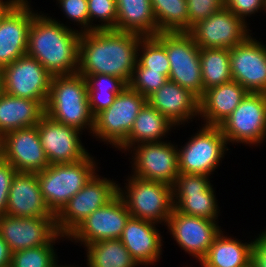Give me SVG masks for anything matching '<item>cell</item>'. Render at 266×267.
<instances>
[{"mask_svg": "<svg viewBox=\"0 0 266 267\" xmlns=\"http://www.w3.org/2000/svg\"><path fill=\"white\" fill-rule=\"evenodd\" d=\"M142 37L115 30L81 33L78 73L113 75L129 84L136 67L138 46Z\"/></svg>", "mask_w": 266, "mask_h": 267, "instance_id": "1", "label": "cell"}, {"mask_svg": "<svg viewBox=\"0 0 266 267\" xmlns=\"http://www.w3.org/2000/svg\"><path fill=\"white\" fill-rule=\"evenodd\" d=\"M67 24L34 10L26 54L39 61L52 76L78 72L81 33Z\"/></svg>", "mask_w": 266, "mask_h": 267, "instance_id": "2", "label": "cell"}, {"mask_svg": "<svg viewBox=\"0 0 266 267\" xmlns=\"http://www.w3.org/2000/svg\"><path fill=\"white\" fill-rule=\"evenodd\" d=\"M45 114L53 120L92 134L94 116L88 102L85 78L78 72L52 77Z\"/></svg>", "mask_w": 266, "mask_h": 267, "instance_id": "3", "label": "cell"}, {"mask_svg": "<svg viewBox=\"0 0 266 267\" xmlns=\"http://www.w3.org/2000/svg\"><path fill=\"white\" fill-rule=\"evenodd\" d=\"M94 158L89 153L77 162L51 164L37 173L44 202L54 216L98 173Z\"/></svg>", "mask_w": 266, "mask_h": 267, "instance_id": "4", "label": "cell"}, {"mask_svg": "<svg viewBox=\"0 0 266 267\" xmlns=\"http://www.w3.org/2000/svg\"><path fill=\"white\" fill-rule=\"evenodd\" d=\"M124 188L118 183V195L124 201L131 217L166 227L174 210L172 186L164 182L137 178L131 174Z\"/></svg>", "mask_w": 266, "mask_h": 267, "instance_id": "5", "label": "cell"}, {"mask_svg": "<svg viewBox=\"0 0 266 267\" xmlns=\"http://www.w3.org/2000/svg\"><path fill=\"white\" fill-rule=\"evenodd\" d=\"M166 49L170 63L168 80L189 89L200 98L204 94L200 48L188 32H159L154 36Z\"/></svg>", "mask_w": 266, "mask_h": 267, "instance_id": "6", "label": "cell"}, {"mask_svg": "<svg viewBox=\"0 0 266 267\" xmlns=\"http://www.w3.org/2000/svg\"><path fill=\"white\" fill-rule=\"evenodd\" d=\"M201 125L183 146L177 145L180 173L211 176L230 150L218 126Z\"/></svg>", "mask_w": 266, "mask_h": 267, "instance_id": "7", "label": "cell"}, {"mask_svg": "<svg viewBox=\"0 0 266 267\" xmlns=\"http://www.w3.org/2000/svg\"><path fill=\"white\" fill-rule=\"evenodd\" d=\"M147 98L127 86L109 108L94 117L92 137L119 148L128 137Z\"/></svg>", "mask_w": 266, "mask_h": 267, "instance_id": "8", "label": "cell"}, {"mask_svg": "<svg viewBox=\"0 0 266 267\" xmlns=\"http://www.w3.org/2000/svg\"><path fill=\"white\" fill-rule=\"evenodd\" d=\"M218 127L229 145L244 143L252 148L266 142V94L248 92Z\"/></svg>", "mask_w": 266, "mask_h": 267, "instance_id": "9", "label": "cell"}, {"mask_svg": "<svg viewBox=\"0 0 266 267\" xmlns=\"http://www.w3.org/2000/svg\"><path fill=\"white\" fill-rule=\"evenodd\" d=\"M117 182L96 173L55 216L58 232L67 237L91 213L111 201L118 194Z\"/></svg>", "mask_w": 266, "mask_h": 267, "instance_id": "10", "label": "cell"}, {"mask_svg": "<svg viewBox=\"0 0 266 267\" xmlns=\"http://www.w3.org/2000/svg\"><path fill=\"white\" fill-rule=\"evenodd\" d=\"M171 140L142 143L132 146L128 153L133 176L150 181L164 182L173 185L180 174L178 167L177 144Z\"/></svg>", "mask_w": 266, "mask_h": 267, "instance_id": "11", "label": "cell"}, {"mask_svg": "<svg viewBox=\"0 0 266 267\" xmlns=\"http://www.w3.org/2000/svg\"><path fill=\"white\" fill-rule=\"evenodd\" d=\"M172 194L177 212L219 221L220 209L210 176L180 173L172 185Z\"/></svg>", "mask_w": 266, "mask_h": 267, "instance_id": "12", "label": "cell"}, {"mask_svg": "<svg viewBox=\"0 0 266 267\" xmlns=\"http://www.w3.org/2000/svg\"><path fill=\"white\" fill-rule=\"evenodd\" d=\"M0 235L11 252L55 244L67 237L61 235L55 217H12L0 216ZM58 240V241H57Z\"/></svg>", "mask_w": 266, "mask_h": 267, "instance_id": "13", "label": "cell"}, {"mask_svg": "<svg viewBox=\"0 0 266 267\" xmlns=\"http://www.w3.org/2000/svg\"><path fill=\"white\" fill-rule=\"evenodd\" d=\"M130 217L124 201L117 194L83 220L67 239L84 247L102 240L119 239Z\"/></svg>", "mask_w": 266, "mask_h": 267, "instance_id": "14", "label": "cell"}, {"mask_svg": "<svg viewBox=\"0 0 266 267\" xmlns=\"http://www.w3.org/2000/svg\"><path fill=\"white\" fill-rule=\"evenodd\" d=\"M2 70L4 92L46 105L53 76L39 61L25 54Z\"/></svg>", "mask_w": 266, "mask_h": 267, "instance_id": "15", "label": "cell"}, {"mask_svg": "<svg viewBox=\"0 0 266 267\" xmlns=\"http://www.w3.org/2000/svg\"><path fill=\"white\" fill-rule=\"evenodd\" d=\"M249 27L248 23L223 6L193 25L188 33L199 48L231 49L251 34Z\"/></svg>", "mask_w": 266, "mask_h": 267, "instance_id": "16", "label": "cell"}, {"mask_svg": "<svg viewBox=\"0 0 266 267\" xmlns=\"http://www.w3.org/2000/svg\"><path fill=\"white\" fill-rule=\"evenodd\" d=\"M218 223L179 213L174 209L168 218L166 228L178 247L200 263L222 231Z\"/></svg>", "mask_w": 266, "mask_h": 267, "instance_id": "17", "label": "cell"}, {"mask_svg": "<svg viewBox=\"0 0 266 267\" xmlns=\"http://www.w3.org/2000/svg\"><path fill=\"white\" fill-rule=\"evenodd\" d=\"M253 34L230 49L232 79L248 92L266 94V45Z\"/></svg>", "mask_w": 266, "mask_h": 267, "instance_id": "18", "label": "cell"}, {"mask_svg": "<svg viewBox=\"0 0 266 267\" xmlns=\"http://www.w3.org/2000/svg\"><path fill=\"white\" fill-rule=\"evenodd\" d=\"M36 126L50 165L77 162L89 154L80 139L82 131L57 122L46 114Z\"/></svg>", "mask_w": 266, "mask_h": 267, "instance_id": "19", "label": "cell"}, {"mask_svg": "<svg viewBox=\"0 0 266 267\" xmlns=\"http://www.w3.org/2000/svg\"><path fill=\"white\" fill-rule=\"evenodd\" d=\"M28 0H17L0 18V67L27 53L28 33L34 10Z\"/></svg>", "mask_w": 266, "mask_h": 267, "instance_id": "20", "label": "cell"}, {"mask_svg": "<svg viewBox=\"0 0 266 267\" xmlns=\"http://www.w3.org/2000/svg\"><path fill=\"white\" fill-rule=\"evenodd\" d=\"M0 156L18 172L38 173L49 166L37 126L10 131L0 138Z\"/></svg>", "mask_w": 266, "mask_h": 267, "instance_id": "21", "label": "cell"}, {"mask_svg": "<svg viewBox=\"0 0 266 267\" xmlns=\"http://www.w3.org/2000/svg\"><path fill=\"white\" fill-rule=\"evenodd\" d=\"M147 102L177 128L182 124L185 126L199 116V98L189 89L170 80L149 95Z\"/></svg>", "mask_w": 266, "mask_h": 267, "instance_id": "22", "label": "cell"}, {"mask_svg": "<svg viewBox=\"0 0 266 267\" xmlns=\"http://www.w3.org/2000/svg\"><path fill=\"white\" fill-rule=\"evenodd\" d=\"M156 223L130 217L119 238L139 265L153 266L160 261L163 236Z\"/></svg>", "mask_w": 266, "mask_h": 267, "instance_id": "23", "label": "cell"}, {"mask_svg": "<svg viewBox=\"0 0 266 267\" xmlns=\"http://www.w3.org/2000/svg\"><path fill=\"white\" fill-rule=\"evenodd\" d=\"M6 215L55 217L44 202L37 173H16L8 194Z\"/></svg>", "mask_w": 266, "mask_h": 267, "instance_id": "24", "label": "cell"}, {"mask_svg": "<svg viewBox=\"0 0 266 267\" xmlns=\"http://www.w3.org/2000/svg\"><path fill=\"white\" fill-rule=\"evenodd\" d=\"M248 91L238 82L212 87L199 98V118L204 125L219 126L240 104Z\"/></svg>", "mask_w": 266, "mask_h": 267, "instance_id": "25", "label": "cell"}, {"mask_svg": "<svg viewBox=\"0 0 266 267\" xmlns=\"http://www.w3.org/2000/svg\"><path fill=\"white\" fill-rule=\"evenodd\" d=\"M44 114L45 106L39 100L3 92L0 96V138L10 131L36 126Z\"/></svg>", "mask_w": 266, "mask_h": 267, "instance_id": "26", "label": "cell"}, {"mask_svg": "<svg viewBox=\"0 0 266 267\" xmlns=\"http://www.w3.org/2000/svg\"><path fill=\"white\" fill-rule=\"evenodd\" d=\"M176 127L177 126L167 117L163 116L146 102L141 108L138 116L135 118L127 140L118 148V150L125 153L135 145L164 141V139L167 138V135H171V131L173 129L175 130Z\"/></svg>", "mask_w": 266, "mask_h": 267, "instance_id": "27", "label": "cell"}, {"mask_svg": "<svg viewBox=\"0 0 266 267\" xmlns=\"http://www.w3.org/2000/svg\"><path fill=\"white\" fill-rule=\"evenodd\" d=\"M115 31L131 32L143 37L158 34L151 0H116Z\"/></svg>", "mask_w": 266, "mask_h": 267, "instance_id": "28", "label": "cell"}, {"mask_svg": "<svg viewBox=\"0 0 266 267\" xmlns=\"http://www.w3.org/2000/svg\"><path fill=\"white\" fill-rule=\"evenodd\" d=\"M223 232L215 238L208 254L200 261L201 267H249L253 239L244 242Z\"/></svg>", "mask_w": 266, "mask_h": 267, "instance_id": "29", "label": "cell"}, {"mask_svg": "<svg viewBox=\"0 0 266 267\" xmlns=\"http://www.w3.org/2000/svg\"><path fill=\"white\" fill-rule=\"evenodd\" d=\"M86 267H139L120 239L94 242L85 247Z\"/></svg>", "mask_w": 266, "mask_h": 267, "instance_id": "30", "label": "cell"}, {"mask_svg": "<svg viewBox=\"0 0 266 267\" xmlns=\"http://www.w3.org/2000/svg\"><path fill=\"white\" fill-rule=\"evenodd\" d=\"M200 63L204 91L233 81L230 49L200 48Z\"/></svg>", "mask_w": 266, "mask_h": 267, "instance_id": "31", "label": "cell"}, {"mask_svg": "<svg viewBox=\"0 0 266 267\" xmlns=\"http://www.w3.org/2000/svg\"><path fill=\"white\" fill-rule=\"evenodd\" d=\"M159 32H188L187 0H151Z\"/></svg>", "mask_w": 266, "mask_h": 267, "instance_id": "32", "label": "cell"}, {"mask_svg": "<svg viewBox=\"0 0 266 267\" xmlns=\"http://www.w3.org/2000/svg\"><path fill=\"white\" fill-rule=\"evenodd\" d=\"M138 51L137 62L142 67L161 72L169 78L170 63L166 49L154 36L142 37Z\"/></svg>", "mask_w": 266, "mask_h": 267, "instance_id": "33", "label": "cell"}, {"mask_svg": "<svg viewBox=\"0 0 266 267\" xmlns=\"http://www.w3.org/2000/svg\"><path fill=\"white\" fill-rule=\"evenodd\" d=\"M55 244H46L12 253L10 267H55L58 263Z\"/></svg>", "mask_w": 266, "mask_h": 267, "instance_id": "34", "label": "cell"}, {"mask_svg": "<svg viewBox=\"0 0 266 267\" xmlns=\"http://www.w3.org/2000/svg\"><path fill=\"white\" fill-rule=\"evenodd\" d=\"M87 3L89 14V31L114 30L116 28V0H87ZM97 20L99 24H96Z\"/></svg>", "mask_w": 266, "mask_h": 267, "instance_id": "35", "label": "cell"}, {"mask_svg": "<svg viewBox=\"0 0 266 267\" xmlns=\"http://www.w3.org/2000/svg\"><path fill=\"white\" fill-rule=\"evenodd\" d=\"M167 80L168 78L161 72L150 71L137 62L128 86L147 98L161 88Z\"/></svg>", "mask_w": 266, "mask_h": 267, "instance_id": "36", "label": "cell"}, {"mask_svg": "<svg viewBox=\"0 0 266 267\" xmlns=\"http://www.w3.org/2000/svg\"><path fill=\"white\" fill-rule=\"evenodd\" d=\"M66 19L79 26V32H89V14L87 0H56Z\"/></svg>", "mask_w": 266, "mask_h": 267, "instance_id": "37", "label": "cell"}, {"mask_svg": "<svg viewBox=\"0 0 266 267\" xmlns=\"http://www.w3.org/2000/svg\"><path fill=\"white\" fill-rule=\"evenodd\" d=\"M189 30L224 6V0H187Z\"/></svg>", "mask_w": 266, "mask_h": 267, "instance_id": "38", "label": "cell"}, {"mask_svg": "<svg viewBox=\"0 0 266 267\" xmlns=\"http://www.w3.org/2000/svg\"><path fill=\"white\" fill-rule=\"evenodd\" d=\"M87 84V91H111L122 92L128 84L121 78L107 75H82Z\"/></svg>", "mask_w": 266, "mask_h": 267, "instance_id": "39", "label": "cell"}, {"mask_svg": "<svg viewBox=\"0 0 266 267\" xmlns=\"http://www.w3.org/2000/svg\"><path fill=\"white\" fill-rule=\"evenodd\" d=\"M224 7L247 23V17L265 12L266 0H224Z\"/></svg>", "mask_w": 266, "mask_h": 267, "instance_id": "40", "label": "cell"}, {"mask_svg": "<svg viewBox=\"0 0 266 267\" xmlns=\"http://www.w3.org/2000/svg\"><path fill=\"white\" fill-rule=\"evenodd\" d=\"M17 172L8 161L0 156V216L6 214L10 186Z\"/></svg>", "mask_w": 266, "mask_h": 267, "instance_id": "41", "label": "cell"}, {"mask_svg": "<svg viewBox=\"0 0 266 267\" xmlns=\"http://www.w3.org/2000/svg\"><path fill=\"white\" fill-rule=\"evenodd\" d=\"M120 92L88 91V102L92 115L95 117L101 111L110 107Z\"/></svg>", "mask_w": 266, "mask_h": 267, "instance_id": "42", "label": "cell"}, {"mask_svg": "<svg viewBox=\"0 0 266 267\" xmlns=\"http://www.w3.org/2000/svg\"><path fill=\"white\" fill-rule=\"evenodd\" d=\"M253 238L251 247V267H266V229Z\"/></svg>", "mask_w": 266, "mask_h": 267, "instance_id": "43", "label": "cell"}, {"mask_svg": "<svg viewBox=\"0 0 266 267\" xmlns=\"http://www.w3.org/2000/svg\"><path fill=\"white\" fill-rule=\"evenodd\" d=\"M12 252L0 235V267H10Z\"/></svg>", "mask_w": 266, "mask_h": 267, "instance_id": "44", "label": "cell"}, {"mask_svg": "<svg viewBox=\"0 0 266 267\" xmlns=\"http://www.w3.org/2000/svg\"><path fill=\"white\" fill-rule=\"evenodd\" d=\"M17 0H0V18Z\"/></svg>", "mask_w": 266, "mask_h": 267, "instance_id": "45", "label": "cell"}, {"mask_svg": "<svg viewBox=\"0 0 266 267\" xmlns=\"http://www.w3.org/2000/svg\"><path fill=\"white\" fill-rule=\"evenodd\" d=\"M4 92V86H3V70L0 67V96L3 94Z\"/></svg>", "mask_w": 266, "mask_h": 267, "instance_id": "46", "label": "cell"}, {"mask_svg": "<svg viewBox=\"0 0 266 267\" xmlns=\"http://www.w3.org/2000/svg\"><path fill=\"white\" fill-rule=\"evenodd\" d=\"M69 265V266H68ZM68 265H61V264H57L55 267H76V266H71L70 264H68ZM77 267H79V266H77ZM81 267V266H80Z\"/></svg>", "mask_w": 266, "mask_h": 267, "instance_id": "47", "label": "cell"}]
</instances>
